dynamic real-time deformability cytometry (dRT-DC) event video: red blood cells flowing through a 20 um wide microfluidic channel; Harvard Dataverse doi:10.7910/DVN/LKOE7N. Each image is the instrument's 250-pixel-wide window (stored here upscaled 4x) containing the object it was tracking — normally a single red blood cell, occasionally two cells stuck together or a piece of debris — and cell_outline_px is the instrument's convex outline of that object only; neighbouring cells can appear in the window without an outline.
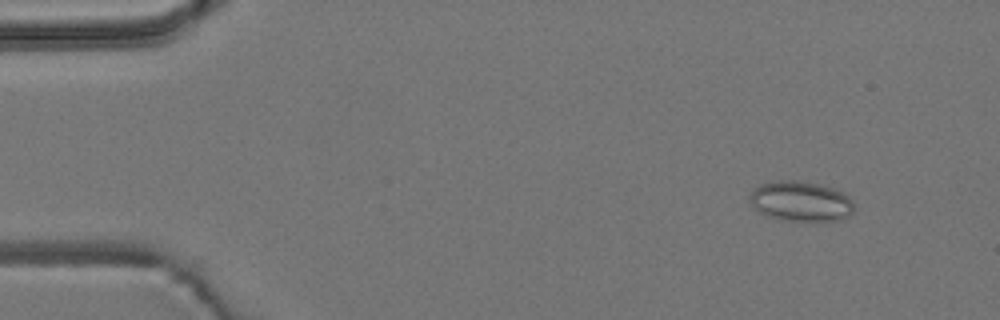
{"species": "common noctule bat (a hibernating species)", "species_latin": "Nyctalus noctula", "temperature_condition": "room temperature", "stored_images_in_passage": 54, "camera_frame_rate_fps": 3000, "um_per_image_px": 0.085, "animal": {"sex": "male", "body_mass_g": 19.2, "forearm_length_mm": 51.8}, "frame": {"image": 1, "passage_image": 6, "time_ms": 1.667, "image_size_px": [1000, 320], "cell_outline_px": [[852, 212], [848, 216], [840, 220], [780, 220], [768, 216], [752, 208], [748, 200], [748, 196], [752, 188], [760, 184], [780, 180], [796, 180], [816, 184], [832, 188], [848, 196], [852, 200]], "centroid_in_image_um": [67.97, 17.1], "position_along_channel_um": 17.0, "area_um2": 24.33}}
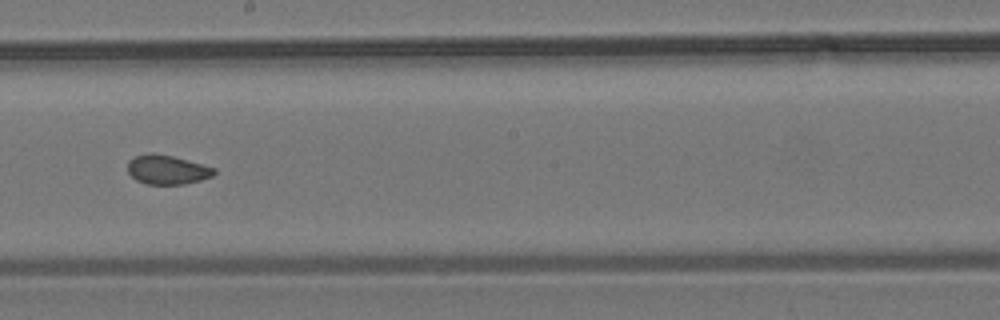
{"frame": {"image": 2, "passage_image": 31, "time_ms": 10.0, "image_size_px": [1000, 320], "cell_outline_px": [[216, 172], [212, 176], [200, 180], [184, 184], [148, 184], [136, 180], [128, 172], [128, 160], [136, 156], [152, 152], [172, 156], [216, 168]], "centroid_in_image_um": [14.2, 14.42], "position_along_channel_um": 234.0, "area_um2": 14.62}}
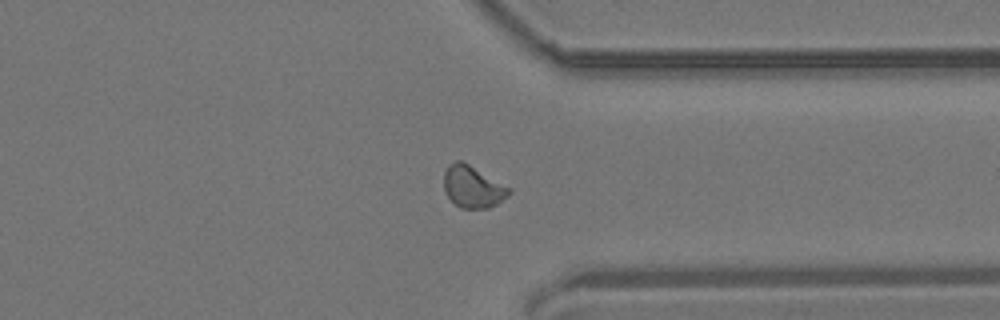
{"frame": {"image": 3, "passage_image": 42, "time_ms": 13.667, "image_size_px": [1000, 320], "cell_outline_px": [[512, 192], [508, 196], [496, 204], [488, 208], [460, 208], [444, 192], [444, 172], [448, 164], [456, 160], [460, 160], [468, 164], [512, 188]], "centroid_in_image_um": [40.19, 15.87], "position_along_channel_um": 371.2, "area_um2": 15.9}, "authors_computed_cell_mechanics": {"area_um2": 15.4904, "velocity_mm_per_s": 3.8104, "shape_relaxation_time_tau1_ms": null, "shape_relaxation_time_tau2_ms": 1.5186, "deformation_change_tau1": null, "deformation_change_tau2": 0.0506}}